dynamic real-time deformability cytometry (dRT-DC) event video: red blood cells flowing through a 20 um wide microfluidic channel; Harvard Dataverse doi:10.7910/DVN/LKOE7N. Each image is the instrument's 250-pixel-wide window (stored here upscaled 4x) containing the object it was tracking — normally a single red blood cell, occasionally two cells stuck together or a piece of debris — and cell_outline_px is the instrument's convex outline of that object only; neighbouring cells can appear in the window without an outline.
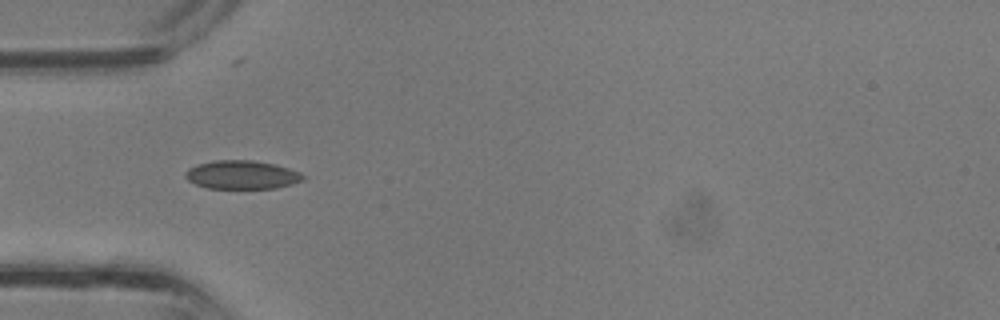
{"species": "common noctule bat (a hibernating species)", "species_latin": "Nyctalus noctula", "temperature_condition": "room temperature", "stored_images_in_passage": 35, "camera_frame_rate_fps": 3000, "um_per_image_px": 0.085, "animal": {"sex": "male", "body_mass_g": 13.3}, "frame": {"image": 1, "passage_image": 10, "time_ms": 3.0, "image_size_px": [1000, 320], "cell_outline_px": [[304, 180], [292, 184], [276, 188], [208, 188], [196, 184], [188, 180], [184, 176], [184, 172], [188, 168], [196, 164], [212, 160], [252, 160], [272, 164], [288, 168], [300, 172], [304, 176]], "centroid_in_image_um": [20.52, 14.85], "position_along_channel_um": 64.5, "area_um2": 19.59}}
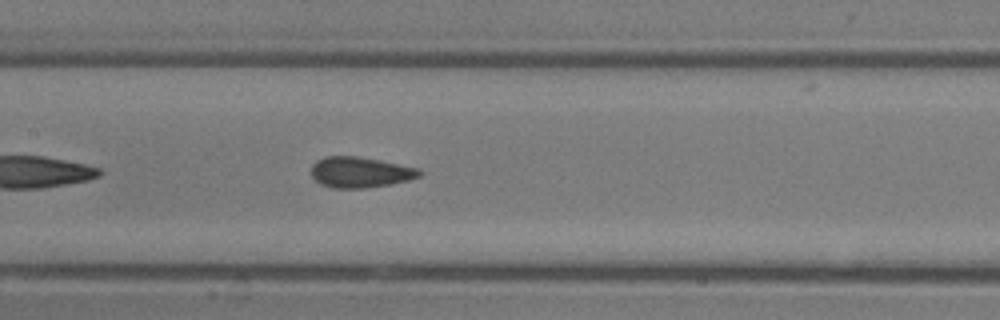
{"frame": {"image": 2, "passage_image": 16, "time_ms": 5.0, "image_size_px": [1000, 320], "cell_outline_px": [[424, 172], [420, 176], [408, 180], [388, 184], [364, 188], [332, 188], [320, 184], [312, 176], [312, 164], [316, 160], [324, 156], [356, 156], [380, 160], [420, 168]], "centroid_in_image_um": [30.62, 14.63], "position_along_channel_um": 176.8, "area_um2": 19.42}}
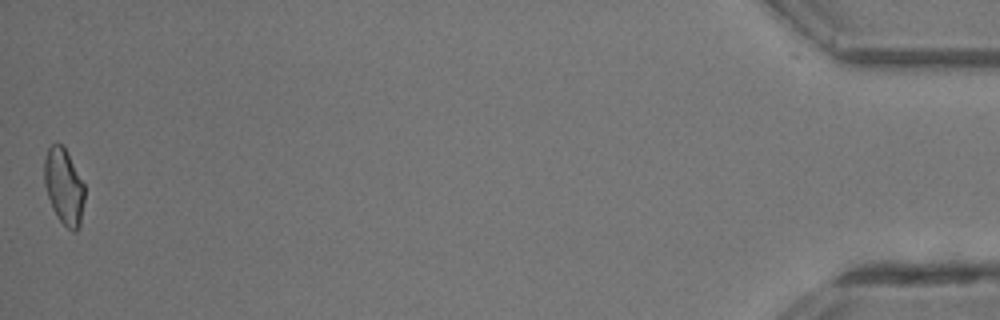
{"frame": {"image": 3, "passage_image": 35, "time_ms": 11.333, "image_size_px": [1000, 320], "cell_outline_px": [[84, 200], [80, 224], [76, 232], [72, 232], [60, 220], [52, 208], [44, 184], [44, 160], [48, 148], [56, 140], [64, 148], [84, 184]], "centroid_in_image_um": [5.42, 15.86], "position_along_channel_um": 429.8, "area_um2": 17.63}}